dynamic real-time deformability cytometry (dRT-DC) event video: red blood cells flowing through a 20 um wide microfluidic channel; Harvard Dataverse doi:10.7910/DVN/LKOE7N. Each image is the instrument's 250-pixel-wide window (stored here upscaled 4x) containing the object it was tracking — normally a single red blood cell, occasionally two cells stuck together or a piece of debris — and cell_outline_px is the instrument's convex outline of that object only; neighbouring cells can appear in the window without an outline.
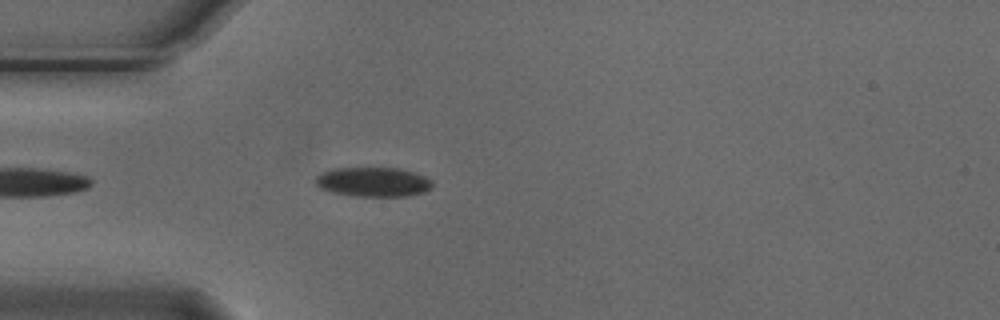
{"species": "Egyptian fruit bat (a non-hibernating species)", "species_latin": "Rousettus aegyptiacus", "temperature_condition": "cold", "stored_images_in_passage": 1, "camera_frame_rate_fps": 3000, "um_per_image_px": 0.085, "animal": {"sex": "male"}, "frame": {"image": 1, "passage_image": 1, "time_ms": 0.0, "image_size_px": [1000, 320], "cell_outline_px": [[432, 188], [424, 192], [408, 196], [356, 196], [332, 192], [320, 188], [316, 184], [316, 176], [332, 168], [400, 168], [424, 176], [432, 180]], "centroid_in_image_um": [31.74, 15.47], "position_along_channel_um": 53.3, "area_um2": 20.0}}